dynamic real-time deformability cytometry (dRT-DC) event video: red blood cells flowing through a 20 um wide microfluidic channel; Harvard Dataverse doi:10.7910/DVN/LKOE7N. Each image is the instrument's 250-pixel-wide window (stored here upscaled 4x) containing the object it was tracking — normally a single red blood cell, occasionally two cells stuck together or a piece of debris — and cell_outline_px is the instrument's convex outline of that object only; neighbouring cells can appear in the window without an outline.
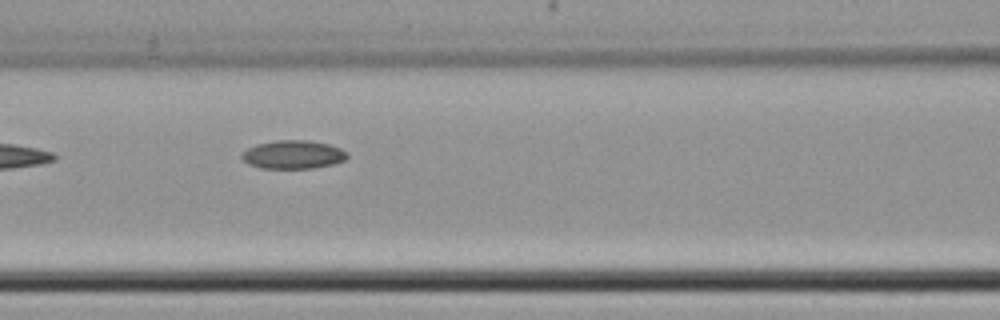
{"species": "common noctule bat (a hibernating species)", "species_latin": "Nyctalus noctula", "temperature_condition": "cold", "stored_images_in_passage": 6, "camera_frame_rate_fps": 3000, "um_per_image_px": 0.085, "animal": {"sex": "female", "body_mass_g": 22.7, "forearm_length_mm": 54.2}, "frame": {"image": 1, "passage_image": 5, "time_ms": 5.0, "image_size_px": [1000, 320], "cell_outline_px": [[348, 156], [344, 160], [332, 164], [312, 168], [260, 168], [248, 164], [240, 156], [240, 152], [256, 144], [276, 140], [308, 140], [328, 144], [340, 148], [348, 152]], "centroid_in_image_um": [24.88, 13.13], "position_along_channel_um": 141.7, "area_um2": 17.51}}
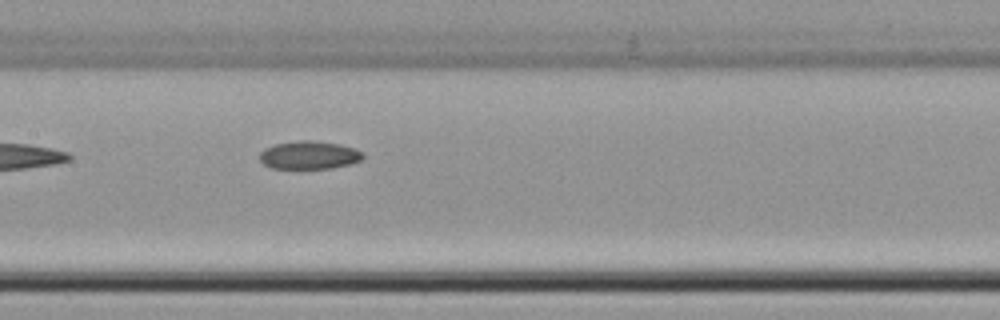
{"frame": {"image": 2, "passage_image": 6, "time_ms": 6.0, "image_size_px": [1000, 320], "cell_outline_px": [[364, 156], [360, 160], [348, 164], [332, 168], [272, 168], [264, 164], [260, 160], [260, 152], [264, 148], [276, 144], [296, 140], [312, 140], [340, 144], [356, 148], [364, 152]], "centroid_in_image_um": [26.29, 13.17], "position_along_channel_um": 181.1, "area_um2": 16.94}}